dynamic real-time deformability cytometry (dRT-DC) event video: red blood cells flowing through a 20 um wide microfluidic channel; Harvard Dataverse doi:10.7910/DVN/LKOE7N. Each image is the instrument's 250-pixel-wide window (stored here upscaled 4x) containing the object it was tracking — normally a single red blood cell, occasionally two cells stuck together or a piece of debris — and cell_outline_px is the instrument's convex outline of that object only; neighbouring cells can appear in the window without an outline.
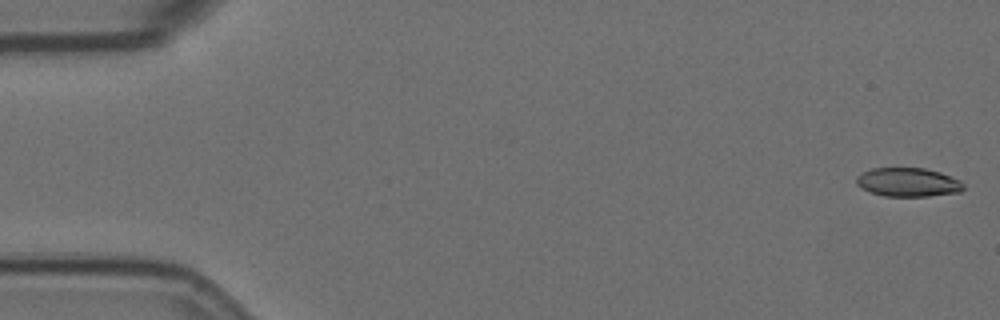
{"species": "Egyptian fruit bat (a non-hibernating species)", "species_latin": "Rousettus aegyptiacus", "temperature_condition": "room temperature", "stored_images_in_passage": 57, "camera_frame_rate_fps": 3000, "um_per_image_px": 0.085, "animal": {"sex": "female"}, "frame": {"image": 1, "passage_image": 1, "time_ms": 0.0, "image_size_px": [1000, 320], "cell_outline_px": [[964, 188], [960, 192], [928, 196], [884, 196], [860, 188], [856, 184], [856, 176], [872, 168], [924, 168], [940, 172], [960, 180], [964, 184]], "centroid_in_image_um": [77.18, 15.49], "position_along_channel_um": 7.8, "area_um2": 17.98}}
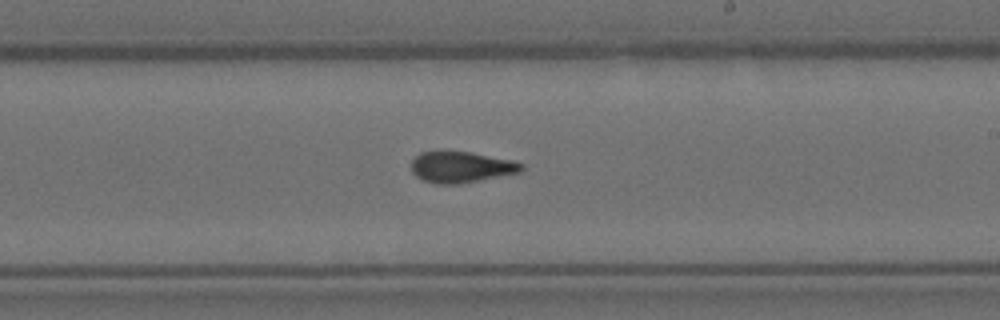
{"frame": {"image": 2, "passage_image": 33, "time_ms": 10.667, "image_size_px": [1000, 320], "cell_outline_px": [[524, 168], [520, 172], [460, 184], [436, 184], [424, 180], [416, 176], [412, 172], [412, 160], [420, 152], [472, 152], [512, 160], [524, 164]], "centroid_in_image_um": [39.21, 14.21], "position_along_channel_um": 249.8, "area_um2": 19.83}}
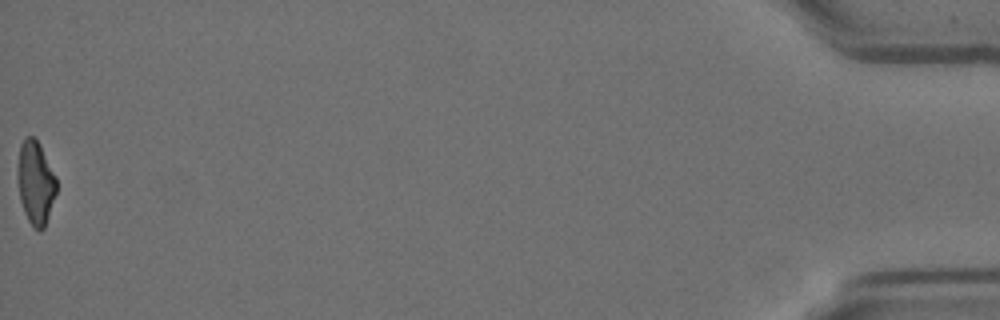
{"frame": {"image": 3, "passage_image": 57, "time_ms": 18.667, "image_size_px": [1000, 320], "cell_outline_px": [[56, 192], [44, 228], [36, 228], [28, 220], [24, 212], [20, 200], [16, 176], [16, 168], [20, 144], [24, 136], [32, 136], [40, 144], [56, 176]], "centroid_in_image_um": [2.99, 15.45], "position_along_channel_um": 432.2, "area_um2": 18.96}, "authors_computed_cell_mechanics": {"area_um2": 19.8254, "velocity_mm_per_s": 3.5721, "shape_relaxation_time_tau1_ms": 6.4871, "shape_relaxation_time_tau2_ms": 1.6892, "deformation_change_tau1": 0.1891, "deformation_change_tau2": 0.0912}}